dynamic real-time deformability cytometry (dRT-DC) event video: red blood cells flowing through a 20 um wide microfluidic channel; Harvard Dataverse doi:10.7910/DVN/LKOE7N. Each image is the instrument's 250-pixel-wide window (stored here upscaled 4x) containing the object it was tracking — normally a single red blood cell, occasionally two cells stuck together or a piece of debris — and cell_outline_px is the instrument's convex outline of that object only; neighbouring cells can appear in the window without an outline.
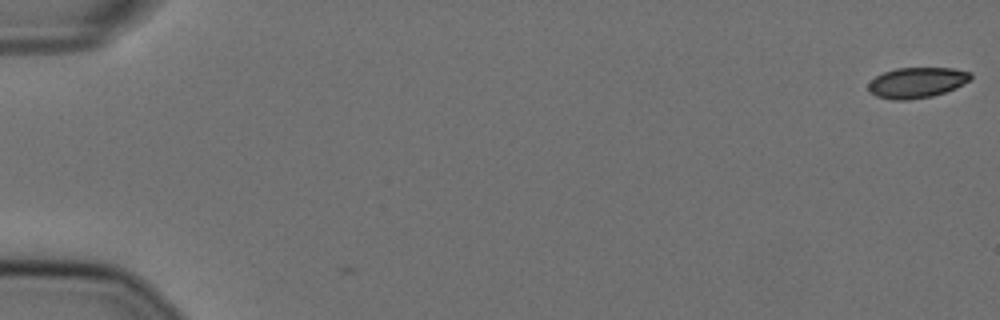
{"species": "Egyptian fruit bat (a non-hibernating species)", "species_latin": "Rousettus aegyptiacus", "temperature_condition": "cold", "stored_images_in_passage": 2, "camera_frame_rate_fps": 3000, "um_per_image_px": 0.085, "animal": {"sex": "female"}, "frame": {"image": 1, "passage_image": 1, "time_ms": 0.0, "image_size_px": [1000, 320], "cell_outline_px": [[972, 76], [968, 80], [956, 88], [932, 96], [908, 100], [892, 100], [876, 96], [868, 88], [868, 84], [876, 76], [884, 72], [896, 68], [952, 68], [972, 72]], "centroid_in_image_um": [77.93, 7.02], "position_along_channel_um": 7.1, "area_um2": 18.09}}